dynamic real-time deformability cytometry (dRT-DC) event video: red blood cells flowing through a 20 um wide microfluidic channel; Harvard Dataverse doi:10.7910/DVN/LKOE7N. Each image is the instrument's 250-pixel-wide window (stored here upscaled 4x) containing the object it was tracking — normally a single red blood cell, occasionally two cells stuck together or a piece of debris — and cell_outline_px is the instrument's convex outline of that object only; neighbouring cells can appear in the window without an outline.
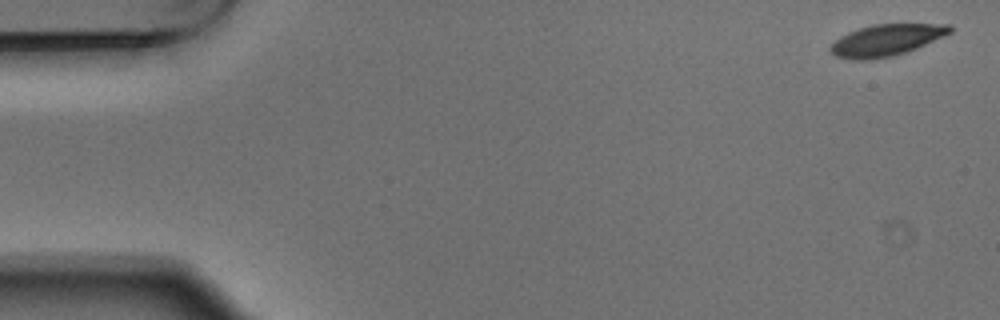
{"species": "Egyptian fruit bat (a non-hibernating species)", "species_latin": "Rousettus aegyptiacus", "temperature_condition": "warm", "stored_images_in_passage": 6, "camera_frame_rate_fps": 3000, "um_per_image_px": 0.085, "animal": {"sex": "male"}, "frame": {"image": 1, "passage_image": 6, "time_ms": 1.667, "image_size_px": [1000, 320], "cell_outline_px": [[952, 32], [944, 36], [916, 48], [892, 56], [864, 60], [856, 60], [836, 56], [828, 48], [840, 36], [848, 32], [872, 24], [952, 24]], "centroid_in_image_um": [75.34, 3.4], "position_along_channel_um": 9.7, "area_um2": 21.73}}